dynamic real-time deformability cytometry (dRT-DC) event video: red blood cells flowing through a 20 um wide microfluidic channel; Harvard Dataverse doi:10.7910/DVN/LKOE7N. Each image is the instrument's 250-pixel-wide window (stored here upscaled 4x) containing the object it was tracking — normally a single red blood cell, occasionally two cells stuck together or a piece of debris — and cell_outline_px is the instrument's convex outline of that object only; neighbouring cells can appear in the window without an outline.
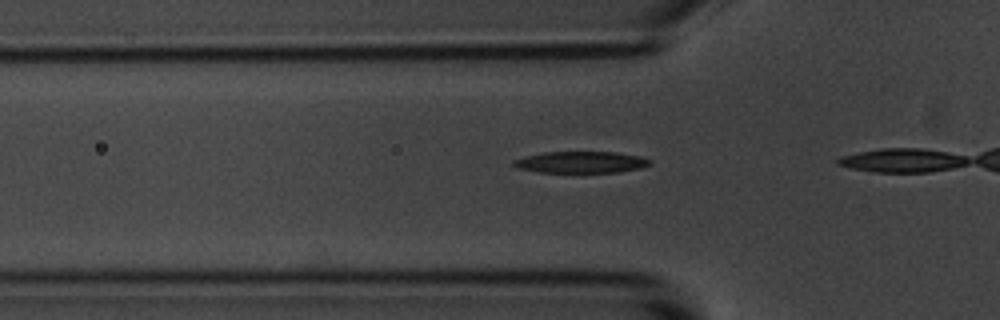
{"species": "common noctule bat (a hibernating species)", "species_latin": "Nyctalus noctula", "temperature_condition": "room temperature", "stored_images_in_passage": 6, "camera_frame_rate_fps": 3000, "um_per_image_px": 0.085, "animal": {"sex": "male", "body_mass_g": 20.1, "forearm_length_mm": 53.5}, "frame": {"image": 1, "passage_image": 4, "time_ms": 1.0, "image_size_px": [1000, 320], "cell_outline_px": [[652, 164], [640, 168], [616, 172], [540, 172], [520, 168], [512, 164], [512, 160], [524, 156], [544, 152], [616, 152], [640, 156], [652, 160]], "centroid_in_image_um": [49.4, 13.78], "position_along_channel_um": 76.4, "area_um2": 17.05}}